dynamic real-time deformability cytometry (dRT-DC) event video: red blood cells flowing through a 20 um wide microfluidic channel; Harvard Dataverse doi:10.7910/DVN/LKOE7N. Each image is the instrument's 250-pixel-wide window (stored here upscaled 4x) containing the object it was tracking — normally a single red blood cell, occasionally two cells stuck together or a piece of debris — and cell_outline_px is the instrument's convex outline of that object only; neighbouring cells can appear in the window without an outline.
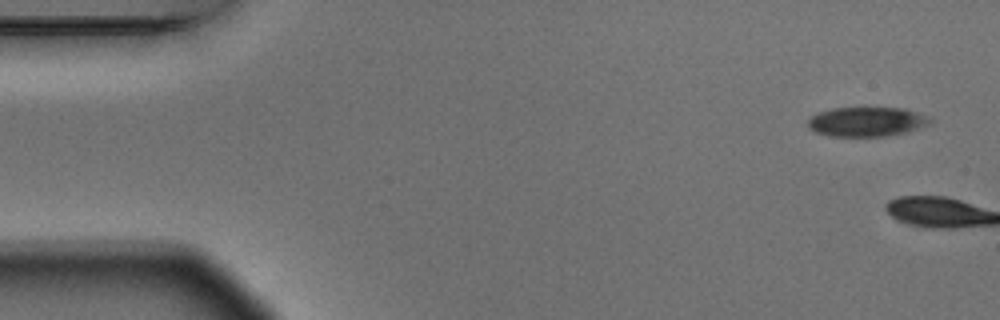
{"species": "Egyptian fruit bat (a non-hibernating species)", "species_latin": "Rousettus aegyptiacus", "temperature_condition": "warm", "stored_images_in_passage": 4, "camera_frame_rate_fps": 3000, "um_per_image_px": 0.085, "animal": {"sex": "male"}, "frame": {"image": 1, "passage_image": 1, "time_ms": 0.0, "image_size_px": [1000, 320], "cell_outline_px": [[932, 120], [928, 124], [908, 132], [888, 136], [828, 136], [816, 132], [808, 128], [808, 120], [812, 116], [820, 112], [832, 108], [904, 108], [928, 116]], "centroid_in_image_um": [73.67, 10.35], "position_along_channel_um": 11.3, "area_um2": 20.92}}